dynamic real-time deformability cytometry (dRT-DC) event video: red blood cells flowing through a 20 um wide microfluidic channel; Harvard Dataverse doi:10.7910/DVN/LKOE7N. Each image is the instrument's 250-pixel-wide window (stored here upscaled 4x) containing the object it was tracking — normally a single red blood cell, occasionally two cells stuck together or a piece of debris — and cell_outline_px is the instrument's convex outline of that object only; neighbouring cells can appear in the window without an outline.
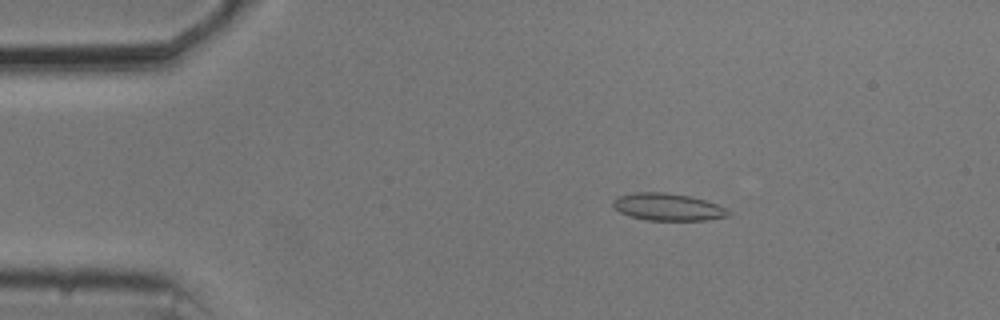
{"species": "common noctule bat (a hibernating species)", "species_latin": "Nyctalus noctula", "temperature_condition": "cold", "stored_images_in_passage": 54, "camera_frame_rate_fps": 3000, "um_per_image_px": 0.085, "animal": {"sex": "male", "body_mass_g": 20.5, "forearm_length_mm": 52.5}, "frame": {"image": 1, "passage_image": 9, "time_ms": 2.667, "image_size_px": [1000, 320], "cell_outline_px": [[732, 216], [708, 220], [648, 220], [632, 216], [620, 212], [612, 204], [612, 200], [620, 196], [636, 192], [664, 192], [692, 196], [716, 204], [732, 212]], "centroid_in_image_um": [56.82, 17.59], "position_along_channel_um": 28.2, "area_um2": 18.26}}
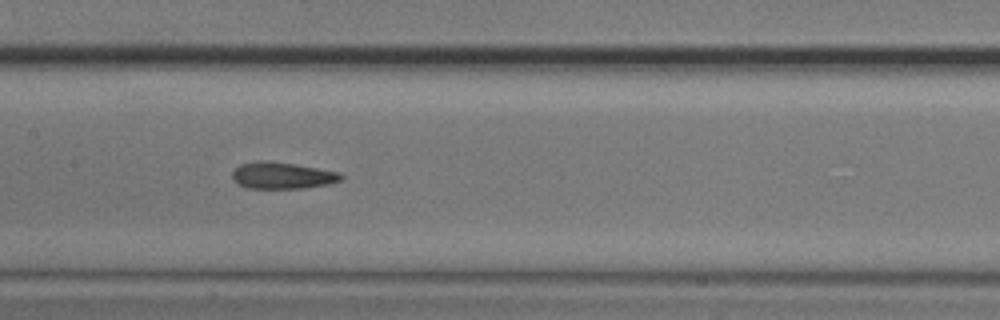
{"frame": {"image": 2, "passage_image": 26, "time_ms": 8.333, "image_size_px": [1000, 320], "cell_outline_px": [[344, 176], [340, 180], [328, 184], [304, 188], [248, 188], [236, 184], [232, 176], [232, 172], [240, 164], [256, 160], [268, 160], [340, 172]], "centroid_in_image_um": [23.95, 14.91], "position_along_channel_um": 183.4, "area_um2": 16.88}}
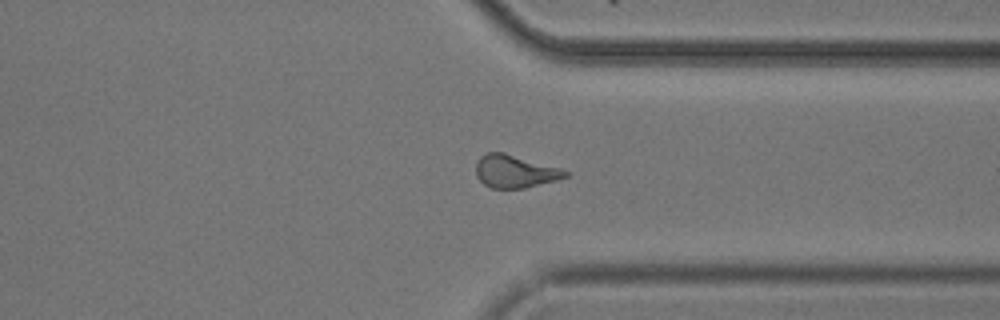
{"frame": {"image": 3, "passage_image": 41, "time_ms": 13.333, "image_size_px": [1000, 320], "cell_outline_px": [[568, 176], [556, 180], [524, 188], [492, 188], [484, 184], [476, 176], [476, 160], [480, 156], [488, 152], [504, 152], [560, 168], [568, 172]], "centroid_in_image_um": [43.73, 14.56], "position_along_channel_um": 367.7, "area_um2": 16.99}, "authors_computed_cell_mechanics": {"area_um2": 17.1955, "velocity_mm_per_s": 3.7137, "shape_relaxation_time_tau1_ms": null, "shape_relaxation_time_tau2_ms": 2.1569, "deformation_change_tau1": null, "deformation_change_tau2": 0.096}}